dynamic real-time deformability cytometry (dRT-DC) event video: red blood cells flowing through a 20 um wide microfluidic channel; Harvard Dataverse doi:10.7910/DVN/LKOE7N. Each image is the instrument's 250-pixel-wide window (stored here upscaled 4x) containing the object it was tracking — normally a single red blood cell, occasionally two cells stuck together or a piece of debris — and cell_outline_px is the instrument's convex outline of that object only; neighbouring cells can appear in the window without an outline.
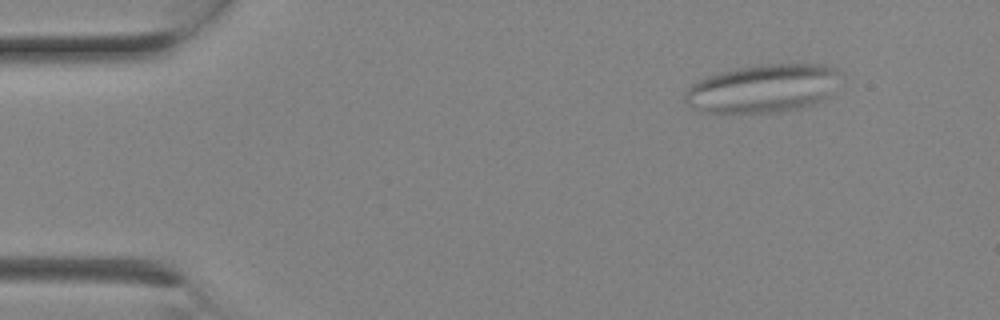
{"species": "Egyptian fruit bat (a non-hibernating species)", "species_latin": "Rousettus aegyptiacus", "temperature_condition": "room temperature", "stored_images_in_passage": 2, "camera_frame_rate_fps": 3000, "um_per_image_px": 0.085, "animal": {"sex": "female"}, "frame": {"image": 1, "passage_image": 1, "time_ms": 0.0, "image_size_px": [1000, 320], "cell_outline_px": [[844, 76], [828, 96], [824, 100], [812, 104], [796, 108], [768, 112], [704, 112], [688, 104], [684, 100], [684, 92], [692, 84], [704, 76], [716, 72], [736, 68], [768, 64], [824, 64], [836, 68]], "centroid_in_image_um": [64.87, 7.49], "position_along_channel_um": 20.1, "area_um2": 43.75}}